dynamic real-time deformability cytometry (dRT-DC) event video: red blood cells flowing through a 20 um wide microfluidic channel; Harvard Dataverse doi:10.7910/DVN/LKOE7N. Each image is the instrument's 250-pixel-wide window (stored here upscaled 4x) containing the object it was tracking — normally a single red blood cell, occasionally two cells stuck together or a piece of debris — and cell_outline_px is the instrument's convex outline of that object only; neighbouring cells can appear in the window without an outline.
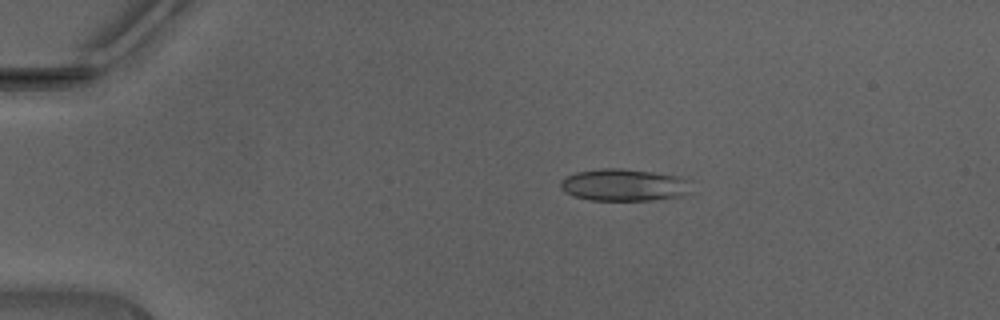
{"species": "Egyptian fruit bat (a non-hibernating species)", "species_latin": "Rousettus aegyptiacus", "temperature_condition": "warm", "stored_images_in_passage": 38, "camera_frame_rate_fps": 3000, "um_per_image_px": 0.085, "animal": {"sex": "male"}, "frame": {"image": 1, "passage_image": 1, "time_ms": 0.0, "image_size_px": [1000, 320], "cell_outline_px": [[692, 180], [688, 192], [680, 196], [652, 200], [592, 200], [576, 196], [564, 192], [560, 188], [560, 180], [576, 172], [604, 168], [620, 168], [652, 172], [680, 176]], "centroid_in_image_um": [53.06, 15.71], "position_along_channel_um": 31.9, "area_um2": 24.45}}
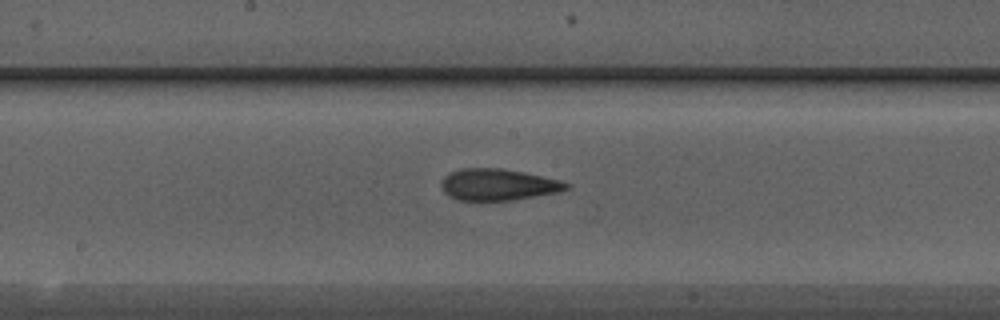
{"frame": {"image": 2, "passage_image": 17, "time_ms": 5.333, "image_size_px": [1000, 320], "cell_outline_px": [[572, 188], [560, 192], [512, 200], [460, 200], [448, 196], [444, 192], [440, 184], [444, 176], [460, 168], [500, 168], [524, 172], [560, 180], [572, 184]], "centroid_in_image_um": [42.38, 15.69], "position_along_channel_um": 205.8, "area_um2": 23.12}}
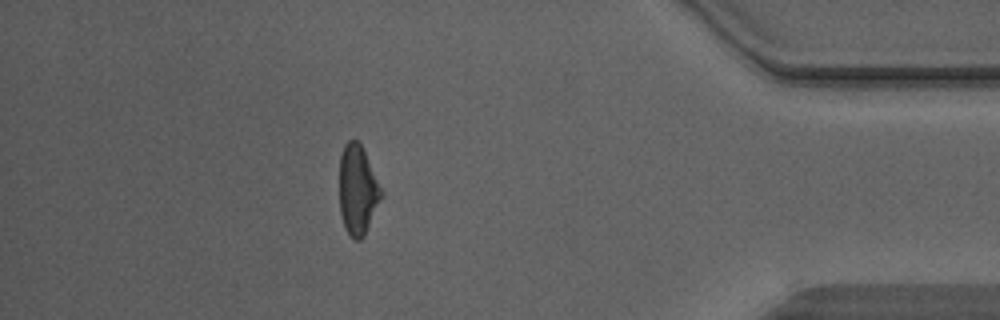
{"frame": {"image": 3, "passage_image": 33, "time_ms": 10.667, "image_size_px": [1000, 320], "cell_outline_px": [[384, 192], [364, 236], [360, 240], [356, 240], [348, 232], [344, 224], [340, 212], [340, 156], [344, 144], [348, 140], [360, 140]], "centroid_in_image_um": [30.42, 16.08], "position_along_channel_um": 404.8, "area_um2": 21.91}, "authors_computed_cell_mechanics": {"area_um2": 22.5709, "velocity_mm_per_s": 4.459, "shape_relaxation_time_tau1_ms": null, "shape_relaxation_time_tau2_ms": 1.7751, "deformation_change_tau1": null, "deformation_change_tau2": 0.0913}}